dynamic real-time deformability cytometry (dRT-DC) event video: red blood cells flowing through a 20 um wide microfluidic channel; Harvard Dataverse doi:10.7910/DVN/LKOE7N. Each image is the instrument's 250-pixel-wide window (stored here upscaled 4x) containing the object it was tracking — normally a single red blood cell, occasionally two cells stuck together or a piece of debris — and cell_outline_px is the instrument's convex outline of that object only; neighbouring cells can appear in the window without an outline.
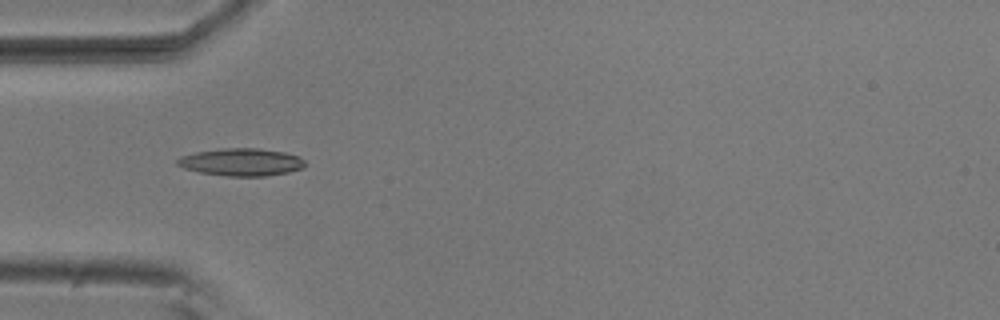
{"species": "common noctule bat (a hibernating species)", "species_latin": "Nyctalus noctula", "temperature_condition": "room temperature", "stored_images_in_passage": 9, "camera_frame_rate_fps": 3000, "um_per_image_px": 0.085, "animal": {"sex": "male", "body_mass_g": 20.5, "forearm_length_mm": 52.5}, "frame": {"image": 1, "passage_image": 4, "time_ms": 1.0, "image_size_px": [1000, 320], "cell_outline_px": [[304, 168], [288, 172], [264, 176], [228, 176], [200, 172], [184, 168], [176, 164], [176, 160], [180, 156], [196, 152], [220, 148], [260, 148], [284, 152], [300, 156], [304, 160]], "centroid_in_image_um": [20.52, 13.77], "position_along_channel_um": 64.5, "area_um2": 20.52}}
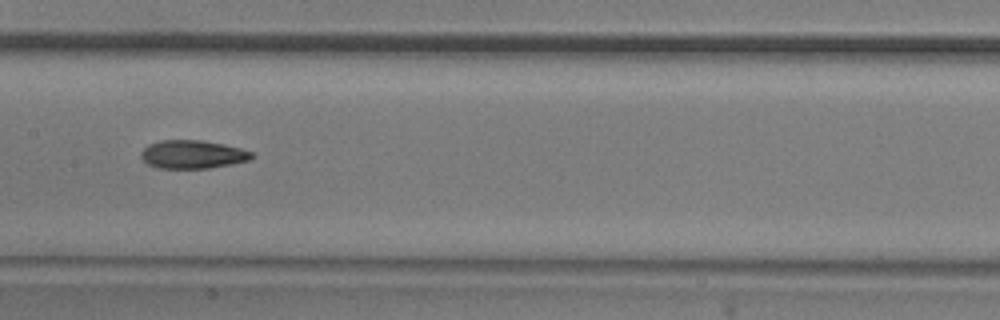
{"frame": {"image": 2, "passage_image": 7, "time_ms": 2.0, "image_size_px": [1000, 320], "cell_outline_px": [[256, 156], [248, 160], [232, 164], [208, 168], [156, 168], [148, 164], [140, 156], [140, 152], [148, 144], [160, 140], [204, 140], [224, 144], [240, 148], [252, 152]], "centroid_in_image_um": [16.36, 13.11], "position_along_channel_um": 191.0, "area_um2": 18.38}}
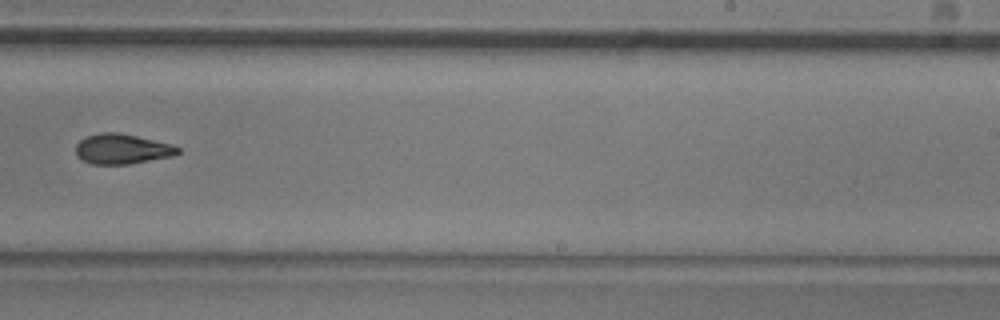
{"frame": {"image": 3, "passage_image": 9, "time_ms": 2.667, "image_size_px": [1000, 320], "cell_outline_px": [[180, 152], [172, 156], [128, 164], [92, 164], [76, 156], [76, 144], [84, 136], [100, 132], [116, 132], [136, 136], [172, 144], [180, 148]], "centroid_in_image_um": [10.35, 12.65], "position_along_channel_um": 278.7, "area_um2": 17.86}}